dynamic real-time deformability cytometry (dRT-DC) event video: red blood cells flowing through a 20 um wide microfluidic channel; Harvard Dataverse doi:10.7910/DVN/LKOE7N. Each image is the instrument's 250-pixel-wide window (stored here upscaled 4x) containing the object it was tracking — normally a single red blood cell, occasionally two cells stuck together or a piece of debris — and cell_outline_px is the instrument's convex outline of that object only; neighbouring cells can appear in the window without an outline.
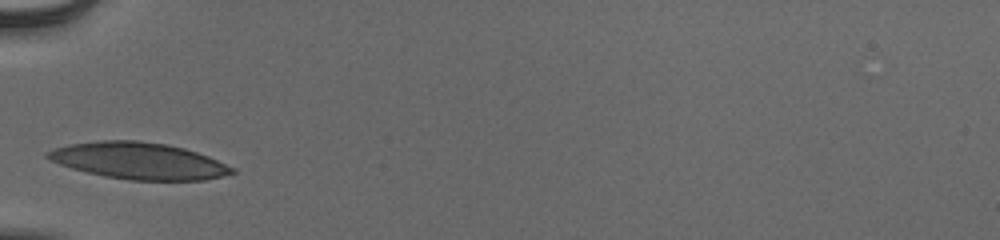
{"species": "human", "species_latin": "Homo sapiens", "temperature_condition": "cold", "stored_images_in_passage": 27, "camera_frame_rate_fps": 3000, "um_per_image_px": 0.085, "donor": {"sex": "male"}, "frame": {"image": 1, "passage_image": 1, "time_ms": 0.0, "image_size_px": [1000, 240], "cell_outline_px": [[236, 172], [204, 180], [128, 180], [104, 176], [72, 168], [60, 164], [44, 156], [44, 152], [68, 144], [100, 140], [136, 140], [164, 144], [184, 148], [208, 156], [236, 168]], "centroid_in_image_um": [11.79, 13.67], "position_along_channel_um": 73.2, "area_um2": 39.19}}
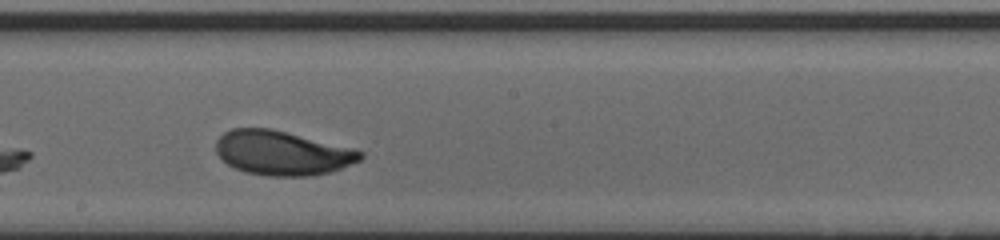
{"frame": {"image": 2, "passage_image": 13, "time_ms": 4.0, "image_size_px": [1000, 240], "cell_outline_px": [[364, 156], [360, 160], [332, 172], [312, 176], [268, 176], [248, 172], [236, 168], [228, 164], [216, 152], [216, 140], [224, 132], [232, 128], [272, 128], [352, 148], [364, 152]], "centroid_in_image_um": [24.0, 13.0], "position_along_channel_um": 224.2, "area_um2": 37.28}}
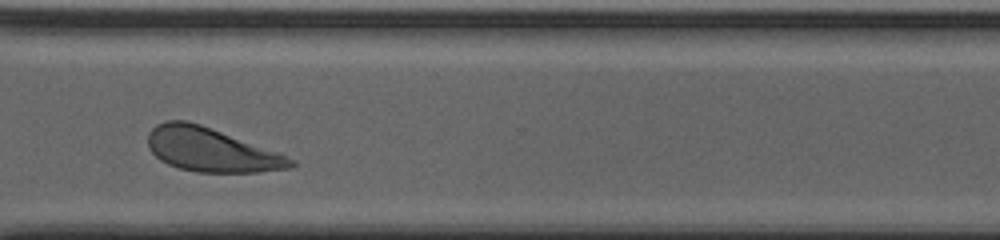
{"frame": {"image": 3, "passage_image": 23, "time_ms": 7.333, "image_size_px": [1000, 240], "cell_outline_px": [[296, 168], [256, 172], [196, 172], [180, 168], [168, 164], [160, 160], [148, 148], [148, 132], [156, 124], [168, 120], [188, 120], [200, 124], [280, 152], [296, 160]], "centroid_in_image_um": [17.98, 12.73], "position_along_channel_um": 352.6, "area_um2": 36.76}, "authors_computed_cell_mechanics": {"area_um2": 36.7608, "velocity_mm_per_s": 3.8324, "shape_relaxation_time_tau1_ms": 2.0001, "shape_relaxation_time_tau2_ms": null, "deformation_change_tau1": 0.1222, "deformation_change_tau2": null}}